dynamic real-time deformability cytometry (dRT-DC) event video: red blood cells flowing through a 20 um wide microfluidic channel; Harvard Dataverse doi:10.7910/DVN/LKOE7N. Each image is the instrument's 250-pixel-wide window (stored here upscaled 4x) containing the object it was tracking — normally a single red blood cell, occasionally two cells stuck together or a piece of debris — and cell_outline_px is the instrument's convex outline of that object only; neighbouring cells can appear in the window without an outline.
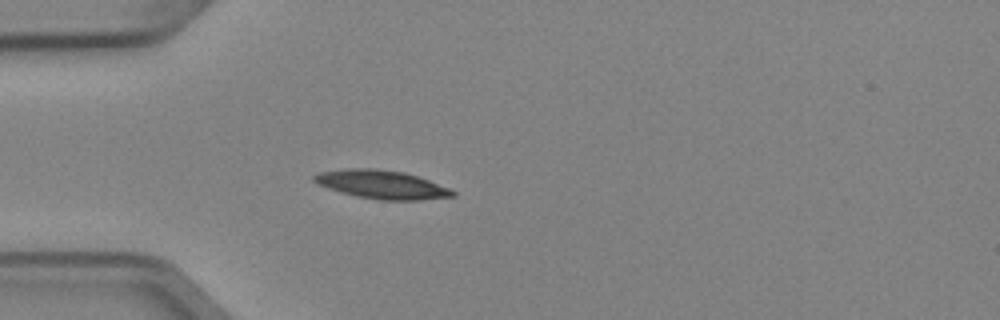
{"species": "Egyptian fruit bat (a non-hibernating species)", "species_latin": "Rousettus aegyptiacus", "temperature_condition": "cold", "stored_images_in_passage": 3, "camera_frame_rate_fps": 3000, "um_per_image_px": 0.085, "animal": {"sex": "female"}, "frame": {"image": 1, "passage_image": 3, "time_ms": 0.667, "image_size_px": [1000, 320], "cell_outline_px": [[456, 196], [420, 200], [380, 200], [356, 196], [340, 192], [328, 188], [312, 180], [312, 176], [320, 172], [344, 168], [376, 168], [404, 172], [428, 180], [448, 188], [456, 192]], "centroid_in_image_um": [32.43, 15.68], "position_along_channel_um": 52.6, "area_um2": 22.95}}